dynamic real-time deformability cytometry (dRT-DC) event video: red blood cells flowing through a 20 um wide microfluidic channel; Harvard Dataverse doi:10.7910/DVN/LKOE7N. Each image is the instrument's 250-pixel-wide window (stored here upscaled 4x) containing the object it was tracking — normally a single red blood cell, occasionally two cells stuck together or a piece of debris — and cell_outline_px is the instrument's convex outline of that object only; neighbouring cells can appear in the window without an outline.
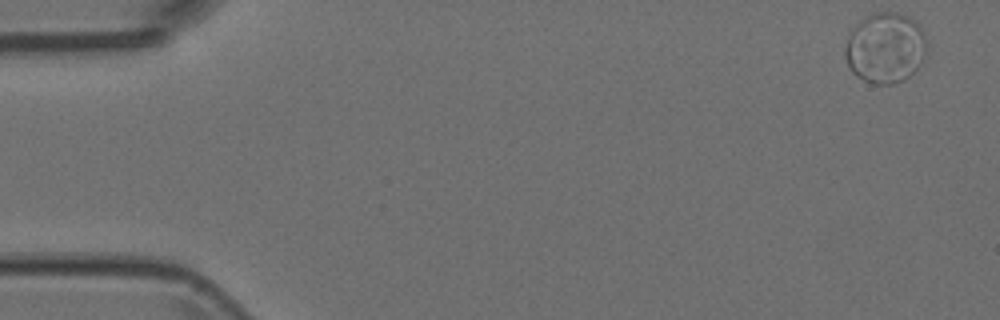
{"species": "Egyptian fruit bat (a non-hibernating species)", "species_latin": "Rousettus aegyptiacus", "temperature_condition": "room temperature", "stored_images_in_passage": 6, "camera_frame_rate_fps": 3000, "um_per_image_px": 0.085, "animal": {"sex": "female"}, "frame": {"image": 1, "passage_image": 1, "time_ms": 0.0, "image_size_px": [1000, 320], "cell_outline_px": [[928, 44], [916, 68], [904, 80], [892, 84], [876, 84], [864, 80], [856, 76], [852, 72], [844, 56], [844, 52], [848, 36], [852, 28], [864, 16], [872, 12], [896, 12], [912, 16], [920, 24], [928, 40]], "centroid_in_image_um": [75.25, 4.02], "position_along_channel_um": 9.8, "area_um2": 33.93}}
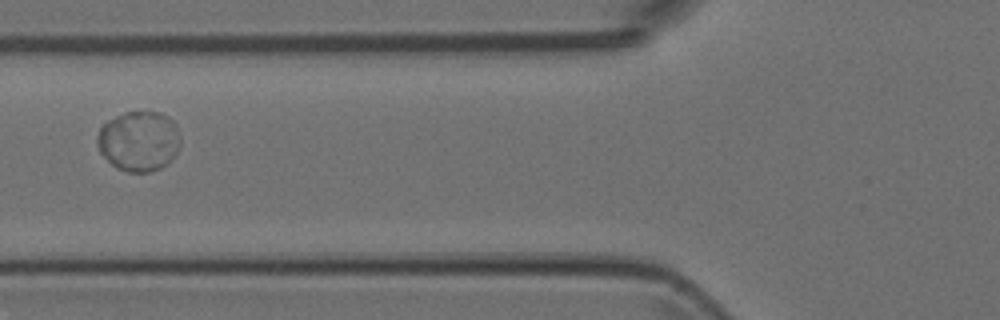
{"frame": {"image": 2, "passage_image": 6, "time_ms": 1.667, "image_size_px": [1000, 320], "cell_outline_px": [[180, 148], [160, 168], [152, 172], [128, 172], [116, 168], [100, 152], [96, 140], [96, 136], [100, 128], [108, 120], [124, 112], [160, 112], [168, 116], [176, 124], [180, 140]], "centroid_in_image_um": [11.79, 11.98], "position_along_channel_um": 114.0, "area_um2": 29.07}}